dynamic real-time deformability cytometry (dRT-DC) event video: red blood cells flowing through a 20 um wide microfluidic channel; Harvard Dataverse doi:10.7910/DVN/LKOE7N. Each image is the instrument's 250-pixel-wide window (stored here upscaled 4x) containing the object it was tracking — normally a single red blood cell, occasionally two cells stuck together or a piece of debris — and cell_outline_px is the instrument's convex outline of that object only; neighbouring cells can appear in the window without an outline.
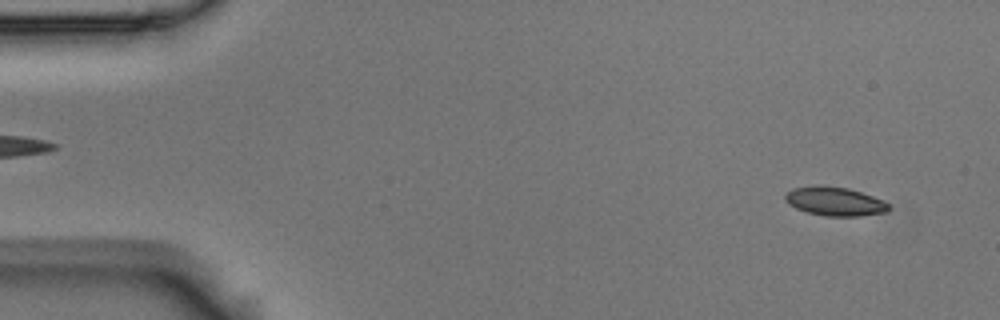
{"species": "Egyptian fruit bat (a non-hibernating species)", "species_latin": "Rousettus aegyptiacus", "temperature_condition": "room temperature", "stored_images_in_passage": 57, "camera_frame_rate_fps": 3000, "um_per_image_px": 0.085, "animal": {"sex": "male"}, "frame": {"image": 1, "passage_image": 4, "time_ms": 1.0, "image_size_px": [1000, 320], "cell_outline_px": [[892, 208], [888, 212], [860, 216], [828, 216], [808, 212], [796, 208], [788, 204], [784, 200], [784, 196], [792, 188], [848, 188], [884, 200]], "centroid_in_image_um": [71.03, 17.17], "position_along_channel_um": 14.0, "area_um2": 16.76}}
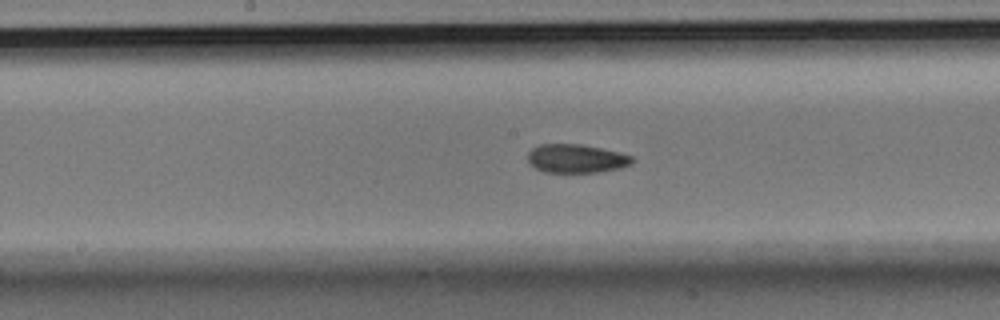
{"frame": {"image": 2, "passage_image": 29, "time_ms": 9.333, "image_size_px": [1000, 320], "cell_outline_px": [[632, 164], [620, 168], [600, 172], [544, 172], [528, 164], [528, 152], [532, 148], [540, 144], [580, 144], [620, 152], [632, 156]], "centroid_in_image_um": [48.96, 13.48], "position_along_channel_um": 199.2, "area_um2": 17.46}}
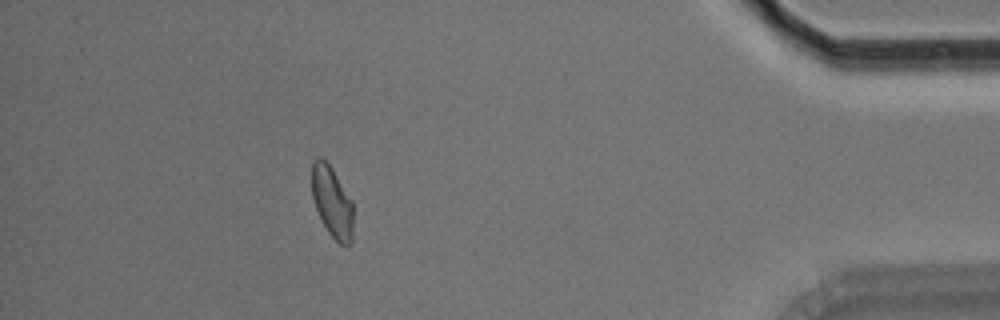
{"frame": {"image": 3, "passage_image": 51, "time_ms": 16.667, "image_size_px": [1000, 320], "cell_outline_px": [[352, 240], [348, 244], [340, 244], [328, 232], [316, 208], [312, 196], [312, 160], [320, 156], [332, 168], [352, 200]], "centroid_in_image_um": [28.22, 17.13], "position_along_channel_um": 407.0, "area_um2": 16.88}, "authors_computed_cell_mechanics": {"area_um2": 17.629, "velocity_mm_per_s": 3.5222, "shape_relaxation_time_tau1_ms": null, "shape_relaxation_time_tau2_ms": 3.6354, "deformation_change_tau1": null, "deformation_change_tau2": 0.0753}}